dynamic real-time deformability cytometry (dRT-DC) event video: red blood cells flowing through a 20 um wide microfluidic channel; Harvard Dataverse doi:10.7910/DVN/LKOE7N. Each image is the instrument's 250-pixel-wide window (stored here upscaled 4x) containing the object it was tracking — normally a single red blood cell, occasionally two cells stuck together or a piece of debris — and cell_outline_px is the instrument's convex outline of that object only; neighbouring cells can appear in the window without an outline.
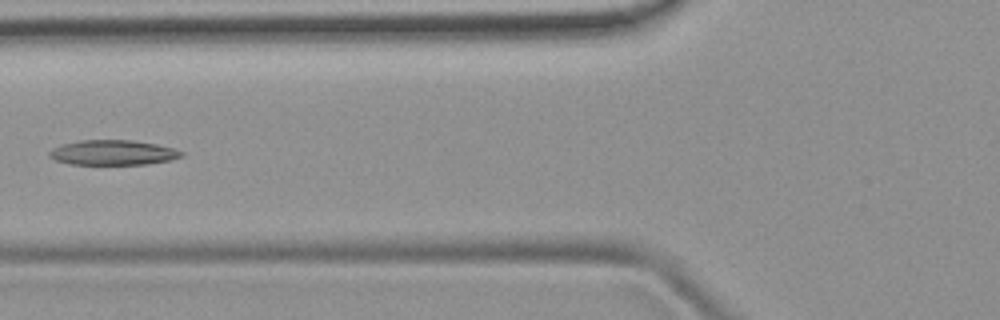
{"species": "common noctule bat (a hibernating species)", "species_latin": "Nyctalus noctula", "temperature_condition": "room temperature", "stored_images_in_passage": 7, "camera_frame_rate_fps": 3000, "um_per_image_px": 0.085, "animal": {"sex": "female", "body_mass_g": 19.9}, "frame": {"image": 1, "passage_image": 5, "time_ms": 4.667, "image_size_px": [1000, 320], "cell_outline_px": [[184, 156], [172, 160], [148, 164], [68, 164], [56, 160], [48, 156], [48, 152], [52, 148], [60, 144], [80, 140], [132, 140], [156, 144], [172, 148], [184, 152]], "centroid_in_image_um": [9.59, 12.97], "position_along_channel_um": 116.2, "area_um2": 19.36}}
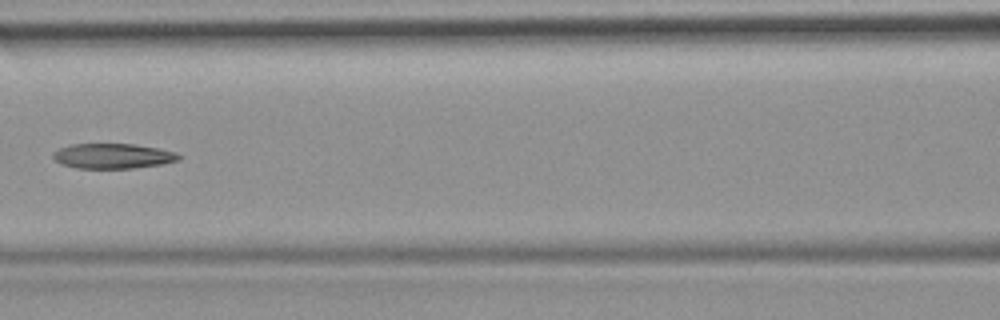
{"frame": {"image": 2, "passage_image": 6, "time_ms": 5.667, "image_size_px": [1000, 320], "cell_outline_px": [[184, 156], [180, 160], [164, 164], [132, 168], [76, 168], [60, 164], [52, 156], [52, 152], [68, 144], [132, 144], [160, 148], [176, 152]], "centroid_in_image_um": [9.63, 13.26], "position_along_channel_um": 157.0, "area_um2": 18.61}}
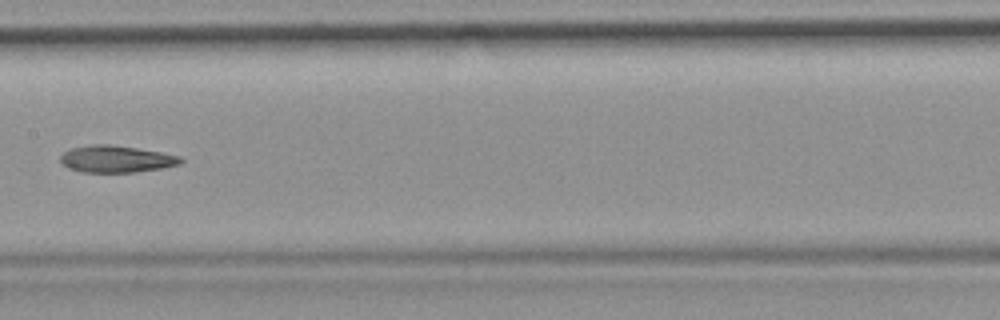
{"frame": {"image": 3, "passage_image": 7, "time_ms": 6.667, "image_size_px": [1000, 320], "cell_outline_px": [[184, 160], [180, 164], [164, 168], [136, 172], [80, 172], [68, 168], [60, 164], [60, 156], [64, 152], [72, 148], [92, 144], [108, 144], [136, 148], [160, 152], [180, 156]], "centroid_in_image_um": [9.86, 13.52], "position_along_channel_um": 197.5, "area_um2": 18.96}}